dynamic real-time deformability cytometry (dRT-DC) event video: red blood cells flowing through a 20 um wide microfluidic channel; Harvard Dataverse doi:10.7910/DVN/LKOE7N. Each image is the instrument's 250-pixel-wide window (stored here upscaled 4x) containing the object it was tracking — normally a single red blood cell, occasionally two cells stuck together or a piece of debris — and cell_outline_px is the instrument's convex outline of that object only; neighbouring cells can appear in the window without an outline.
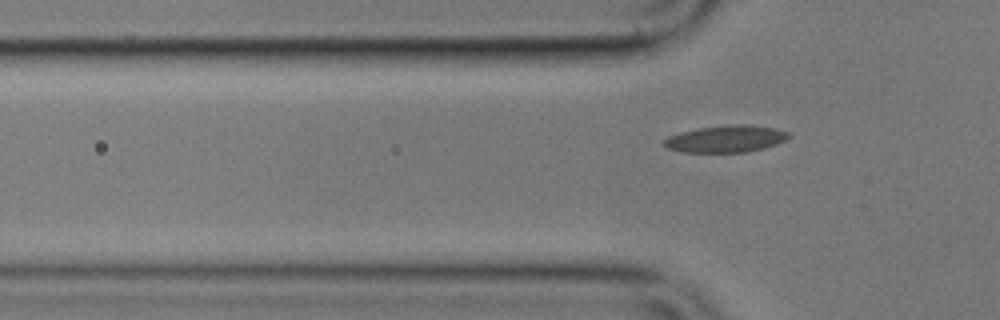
{"species": "common noctule bat (a hibernating species)", "species_latin": "Nyctalus noctula", "temperature_condition": "cold", "stored_images_in_passage": 5, "camera_frame_rate_fps": 3000, "um_per_image_px": 0.085, "animal": {"sex": "male", "body_mass_g": 17.9}, "frame": {"image": 1, "passage_image": 5, "time_ms": 4.667, "image_size_px": [1000, 320], "cell_outline_px": [[792, 136], [776, 144], [764, 148], [748, 152], [680, 152], [668, 148], [664, 144], [664, 140], [668, 136], [680, 132], [696, 128], [740, 124], [744, 124], [776, 128], [788, 132]], "centroid_in_image_um": [61.71, 11.8], "position_along_channel_um": 64.1, "area_um2": 19.54}}